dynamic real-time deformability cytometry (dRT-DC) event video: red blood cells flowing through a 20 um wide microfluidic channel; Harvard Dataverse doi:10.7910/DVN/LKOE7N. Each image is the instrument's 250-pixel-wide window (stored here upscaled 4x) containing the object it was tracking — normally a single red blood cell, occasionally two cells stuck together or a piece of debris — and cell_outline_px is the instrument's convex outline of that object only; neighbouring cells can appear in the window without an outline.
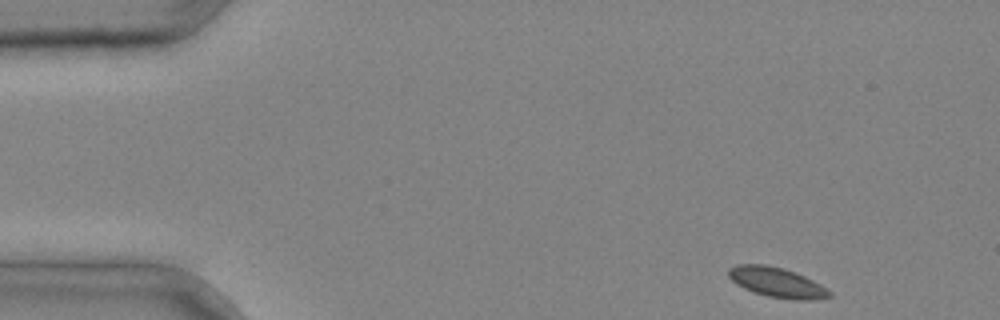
{"species": "common noctule bat (a hibernating species)", "species_latin": "Nyctalus noctula", "temperature_condition": "cold", "stored_images_in_passage": 3, "segment_of_instrument_passage": [2, 2], "camera_frame_rate_fps": 3000, "um_per_image_px": 0.085, "animal": {"sex": "male", "body_mass_g": 20.4}, "frame": {"image": 1, "passage_image": 3, "time_ms": 0.667, "image_size_px": [1000, 320], "cell_outline_px": [[832, 296], [812, 300], [796, 300], [768, 296], [744, 288], [736, 284], [728, 276], [728, 268], [736, 264], [764, 264], [784, 268], [796, 272], [820, 284], [832, 292]], "centroid_in_image_um": [66.03, 23.99], "position_along_channel_um": 19.0, "area_um2": 17.57}}